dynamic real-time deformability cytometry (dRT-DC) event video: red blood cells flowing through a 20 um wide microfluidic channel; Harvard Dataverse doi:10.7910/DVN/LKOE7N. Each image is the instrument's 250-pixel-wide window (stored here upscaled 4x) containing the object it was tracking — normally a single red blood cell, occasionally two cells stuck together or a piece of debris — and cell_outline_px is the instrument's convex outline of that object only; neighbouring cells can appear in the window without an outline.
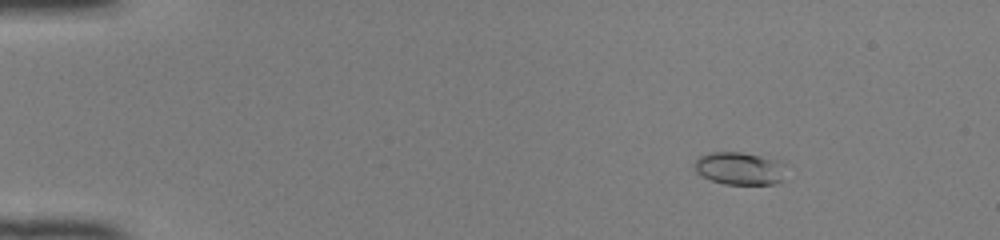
{"species": "common noctule bat (a hibernating species)", "species_latin": "Nyctalus noctula", "temperature_condition": "room temperature", "stored_images_in_passage": 51, "camera_frame_rate_fps": 3000, "um_per_image_px": 0.085, "animal": {"sex": "female", "body_mass_g": 22.0, "forearm_length_mm": 56.7}, "frame": {"image": 1, "passage_image": 8, "time_ms": 2.333, "image_size_px": [1000, 240], "cell_outline_px": [[780, 180], [772, 184], [724, 184], [712, 180], [696, 172], [696, 160], [700, 156], [712, 152], [740, 152], [760, 156], [776, 164]], "centroid_in_image_um": [62.67, 14.32], "position_along_channel_um": 22.3, "area_um2": 16.07}}
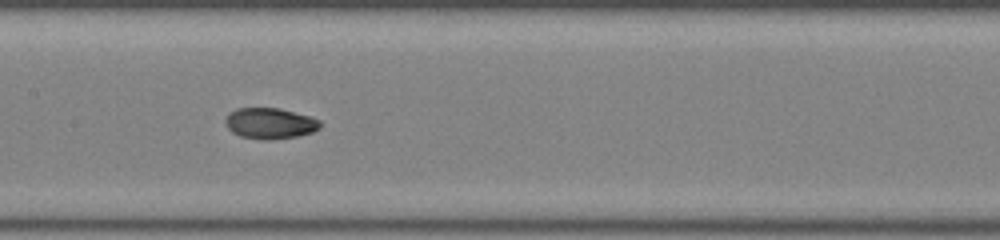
{"frame": {"image": 2, "passage_image": 27, "time_ms": 8.667, "image_size_px": [1000, 240], "cell_outline_px": [[320, 128], [312, 132], [296, 136], [268, 140], [240, 136], [232, 132], [228, 128], [224, 120], [236, 108], [280, 108], [308, 116], [320, 120]], "centroid_in_image_um": [22.95, 10.48], "position_along_channel_um": 184.5, "area_um2": 16.82}}
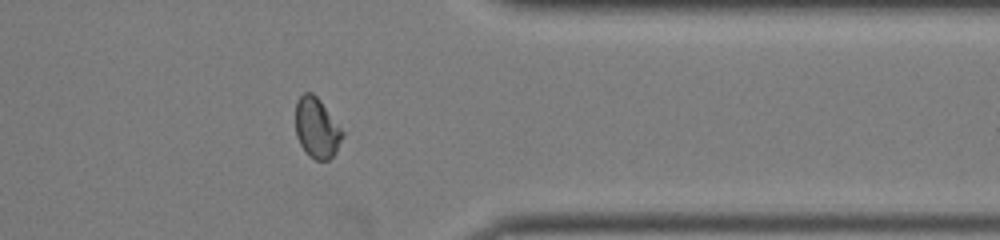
{"frame": {"image": 3, "passage_image": 42, "time_ms": 13.667, "image_size_px": [1000, 240], "cell_outline_px": [[344, 136], [336, 152], [328, 160], [316, 160], [308, 156], [300, 144], [296, 136], [296, 100], [304, 92], [312, 92], [320, 100], [344, 132]], "centroid_in_image_um": [26.92, 10.88], "position_along_channel_um": 384.5, "area_um2": 16.53}, "authors_computed_cell_mechanics": {"area_um2": 16.6464, "velocity_mm_per_s": 4.1298, "shape_relaxation_time_tau1_ms": 3.0468, "shape_relaxation_time_tau2_ms": 0.6727, "deformation_change_tau1": 0.1625, "deformation_change_tau2": 0.0428}}